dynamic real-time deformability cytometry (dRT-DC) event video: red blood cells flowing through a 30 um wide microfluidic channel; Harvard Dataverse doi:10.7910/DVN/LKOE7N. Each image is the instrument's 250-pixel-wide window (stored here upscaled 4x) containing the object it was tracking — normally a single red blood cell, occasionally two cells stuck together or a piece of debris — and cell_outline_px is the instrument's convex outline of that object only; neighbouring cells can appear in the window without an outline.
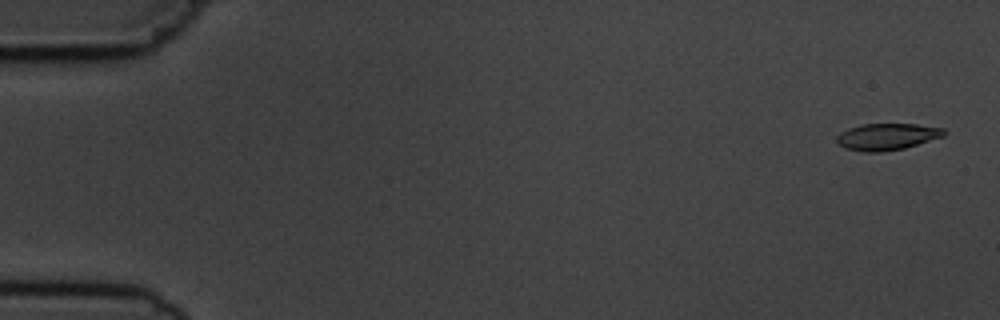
{"species": "common noctule bat (a hibernating species)", "species_latin": "Nyctalus noctula", "temperature_condition": "cold", "stored_images_in_passage": 5, "camera_frame_rate_fps": 3000, "um_per_image_px": 0.085, "animal": {"sex": "male", "body_mass_g": 19.5, "forearm_length_mm": 54.6}, "frame": {"image": 1, "passage_image": 1, "time_ms": 0.0, "image_size_px": [1000, 320], "cell_outline_px": [[948, 132], [944, 136], [904, 148], [880, 152], [860, 152], [844, 148], [836, 140], [836, 136], [840, 132], [848, 128], [860, 124], [916, 124], [944, 128]], "centroid_in_image_um": [75.38, 11.61], "position_along_channel_um": 9.6, "area_um2": 16.82}}
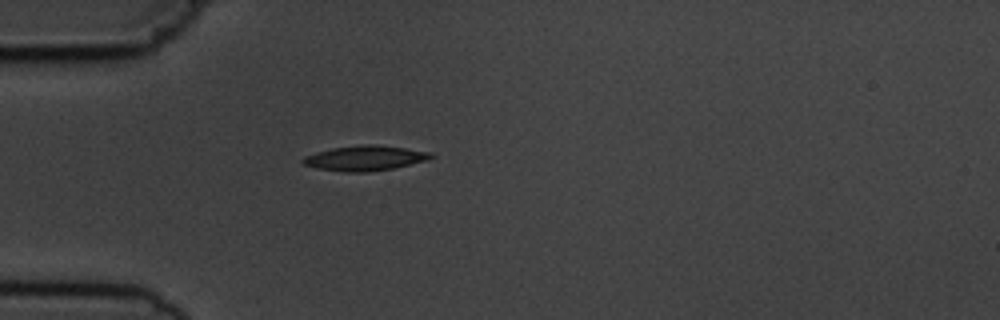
{"frame": {"image": 2, "passage_image": 5, "time_ms": 4.667, "image_size_px": [1000, 320], "cell_outline_px": [[436, 156], [428, 160], [392, 168], [368, 172], [344, 172], [316, 168], [304, 164], [300, 160], [304, 156], [316, 152], [332, 148], [364, 144], [372, 144], [404, 148], [432, 152]], "centroid_in_image_um": [31.02, 13.44], "position_along_channel_um": 54.0, "area_um2": 18.67}}